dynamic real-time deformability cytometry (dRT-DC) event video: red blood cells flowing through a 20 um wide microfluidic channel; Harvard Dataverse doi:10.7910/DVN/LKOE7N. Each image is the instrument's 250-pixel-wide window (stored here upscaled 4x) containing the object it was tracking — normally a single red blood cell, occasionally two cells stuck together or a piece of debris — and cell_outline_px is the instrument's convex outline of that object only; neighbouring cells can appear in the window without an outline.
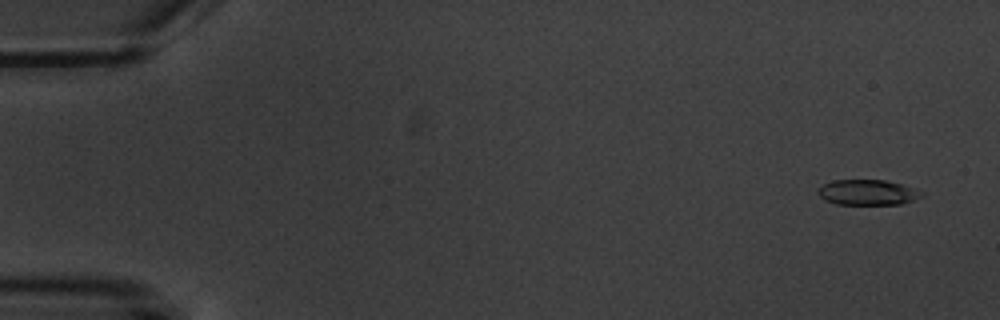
{"species": "common noctule bat (a hibernating species)", "species_latin": "Nyctalus noctula", "temperature_condition": "warm", "stored_images_in_passage": 6, "camera_frame_rate_fps": 3000, "um_per_image_px": 0.085, "animal": {"sex": "male", "body_mass_g": 20.1, "forearm_length_mm": 53.5}, "frame": {"image": 1, "passage_image": 1, "time_ms": 0.0, "image_size_px": [1000, 320], "cell_outline_px": [[924, 196], [900, 204], [836, 204], [824, 200], [816, 192], [816, 188], [832, 180], [884, 180], [916, 188], [924, 192]], "centroid_in_image_um": [73.73, 16.35], "position_along_channel_um": 11.3, "area_um2": 15.43}}